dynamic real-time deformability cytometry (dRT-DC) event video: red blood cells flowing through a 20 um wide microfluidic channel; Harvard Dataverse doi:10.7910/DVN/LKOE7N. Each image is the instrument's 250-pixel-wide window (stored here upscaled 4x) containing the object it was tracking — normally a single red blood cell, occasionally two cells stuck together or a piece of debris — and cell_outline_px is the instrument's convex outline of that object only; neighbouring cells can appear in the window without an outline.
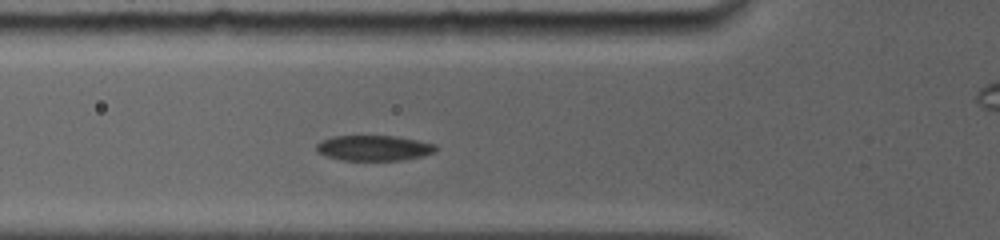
{"species": "common noctule bat (a hibernating species)", "species_latin": "Nyctalus noctula", "temperature_condition": "room temperature", "stored_images_in_passage": 3, "camera_frame_rate_fps": 5000, "um_per_image_px": 0.085, "animal": {"sex": "female", "body_mass_g": 19.0, "forearm_length_mm": 56.7}, "frame": {"image": 1, "passage_image": 2, "time_ms": 1.0, "image_size_px": [1000, 240], "cell_outline_px": [[436, 152], [404, 160], [344, 160], [324, 156], [316, 152], [316, 144], [320, 140], [332, 136], [396, 136], [436, 144]], "centroid_in_image_um": [31.73, 12.58], "position_along_channel_um": 94.1, "area_um2": 17.74}}